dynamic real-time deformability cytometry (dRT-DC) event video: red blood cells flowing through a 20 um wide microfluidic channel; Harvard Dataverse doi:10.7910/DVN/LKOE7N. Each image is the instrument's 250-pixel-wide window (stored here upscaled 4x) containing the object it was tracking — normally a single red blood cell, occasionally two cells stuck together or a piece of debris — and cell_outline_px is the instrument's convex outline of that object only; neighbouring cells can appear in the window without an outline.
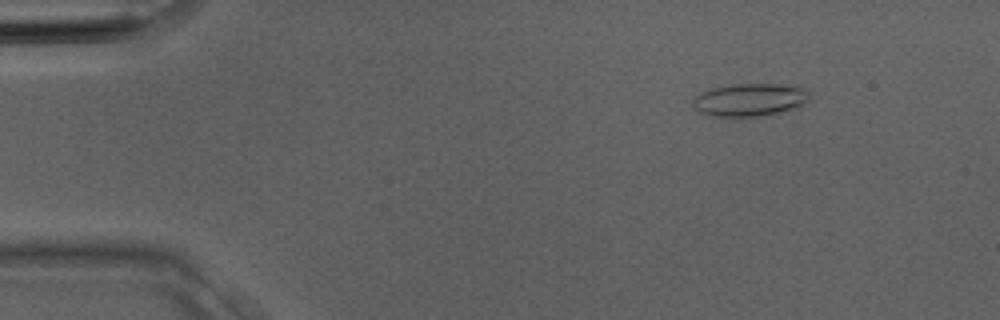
{"species": "Egyptian fruit bat (a non-hibernating species)", "species_latin": "Rousettus aegyptiacus", "temperature_condition": "room temperature", "stored_images_in_passage": 3, "camera_frame_rate_fps": 3000, "um_per_image_px": 0.085, "animal": {"sex": "male"}, "frame": {"image": 1, "passage_image": 1, "time_ms": 0.0, "image_size_px": [1000, 320], "cell_outline_px": [[808, 100], [800, 108], [736, 120], [732, 120], [712, 116], [700, 112], [692, 104], [692, 100], [700, 92], [712, 88], [732, 84], [776, 84], [804, 88], [808, 92]], "centroid_in_image_um": [63.69, 8.53], "position_along_channel_um": 21.3, "area_um2": 22.89}}